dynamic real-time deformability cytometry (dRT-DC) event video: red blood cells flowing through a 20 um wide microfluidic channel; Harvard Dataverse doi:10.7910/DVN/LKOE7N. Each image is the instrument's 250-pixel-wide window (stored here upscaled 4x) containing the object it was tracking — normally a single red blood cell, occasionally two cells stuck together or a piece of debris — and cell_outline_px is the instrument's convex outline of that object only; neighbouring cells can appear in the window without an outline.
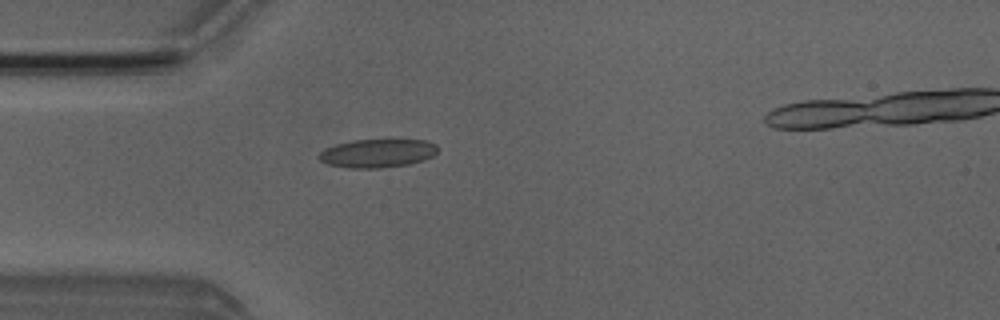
{"species": "Egyptian fruit bat (a non-hibernating species)", "species_latin": "Rousettus aegyptiacus", "temperature_condition": "room temperature", "stored_images_in_passage": 5, "camera_frame_rate_fps": 3000, "um_per_image_px": 0.085, "animal": {"sex": "male"}, "frame": {"image": 1, "passage_image": 4, "time_ms": 3.333, "image_size_px": [1000, 320], "cell_outline_px": [[440, 148], [432, 156], [424, 160], [408, 164], [380, 168], [348, 168], [328, 164], [320, 160], [316, 156], [324, 148], [336, 144], [352, 140], [424, 140], [436, 144]], "centroid_in_image_um": [32.07, 13.02], "position_along_channel_um": 52.9, "area_um2": 19.77}}